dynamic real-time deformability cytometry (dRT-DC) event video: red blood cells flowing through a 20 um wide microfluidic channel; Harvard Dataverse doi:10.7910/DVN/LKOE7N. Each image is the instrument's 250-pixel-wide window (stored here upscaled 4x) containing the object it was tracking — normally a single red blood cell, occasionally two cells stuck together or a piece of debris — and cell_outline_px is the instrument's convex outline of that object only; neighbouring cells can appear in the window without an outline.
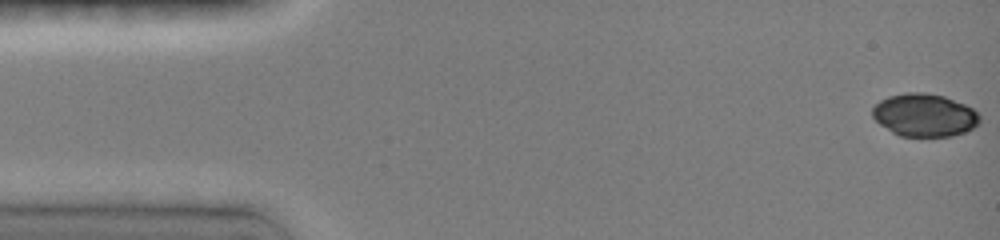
{"species": "common noctule bat (a hibernating species)", "species_latin": "Nyctalus noctula", "temperature_condition": "room temperature", "stored_images_in_passage": 8, "camera_frame_rate_fps": 3000, "um_per_image_px": 0.085, "animal": {"sex": "female", "body_mass_g": 19.0, "forearm_length_mm": 51.5}, "frame": {"image": 1, "passage_image": 1, "time_ms": 0.0, "image_size_px": [1000, 240], "cell_outline_px": [[980, 120], [972, 128], [964, 132], [952, 136], [900, 136], [892, 132], [880, 124], [872, 116], [872, 108], [880, 100], [888, 96], [904, 92], [924, 92], [944, 96], [964, 104], [972, 108], [980, 116]], "centroid_in_image_um": [78.55, 9.77], "position_along_channel_um": 6.4, "area_um2": 26.7}}
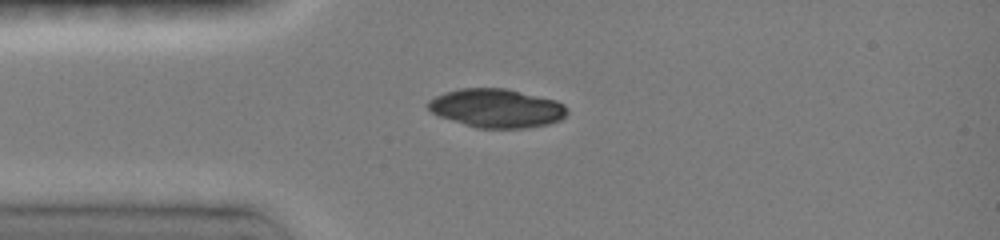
{"frame": {"image": 2, "passage_image": 7, "time_ms": 3.667, "image_size_px": [1000, 240], "cell_outline_px": [[568, 112], [560, 120], [548, 124], [524, 128], [476, 128], [440, 116], [432, 112], [428, 108], [428, 100], [444, 92], [460, 88], [508, 88], [556, 100], [564, 104]], "centroid_in_image_um": [42.22, 9.19], "position_along_channel_um": 42.8, "area_um2": 31.39}}